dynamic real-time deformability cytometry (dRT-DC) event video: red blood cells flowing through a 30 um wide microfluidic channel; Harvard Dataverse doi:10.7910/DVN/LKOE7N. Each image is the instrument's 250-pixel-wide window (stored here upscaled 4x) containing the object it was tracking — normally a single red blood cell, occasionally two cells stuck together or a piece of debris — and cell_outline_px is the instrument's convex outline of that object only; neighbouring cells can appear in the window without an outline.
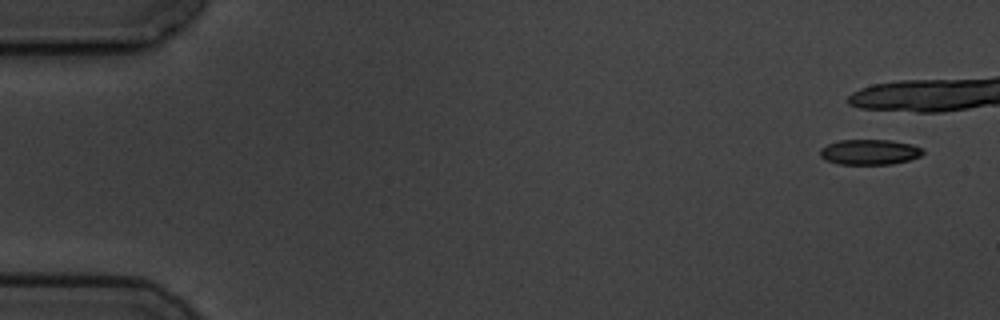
{"species": "common noctule bat (a hibernating species)", "species_latin": "Nyctalus noctula", "temperature_condition": "cold", "stored_images_in_passage": 6, "camera_frame_rate_fps": 3000, "um_per_image_px": 0.085, "animal": {"sex": "male", "body_mass_g": 19.5, "forearm_length_mm": 54.6}, "frame": {"image": 1, "passage_image": 1, "time_ms": 0.0, "image_size_px": [1000, 320], "cell_outline_px": [[924, 152], [920, 156], [908, 160], [892, 164], [840, 164], [824, 160], [820, 156], [820, 148], [828, 144], [840, 140], [892, 140], [912, 144], [920, 148]], "centroid_in_image_um": [73.89, 12.92], "position_along_channel_um": 11.1, "area_um2": 15.14}}